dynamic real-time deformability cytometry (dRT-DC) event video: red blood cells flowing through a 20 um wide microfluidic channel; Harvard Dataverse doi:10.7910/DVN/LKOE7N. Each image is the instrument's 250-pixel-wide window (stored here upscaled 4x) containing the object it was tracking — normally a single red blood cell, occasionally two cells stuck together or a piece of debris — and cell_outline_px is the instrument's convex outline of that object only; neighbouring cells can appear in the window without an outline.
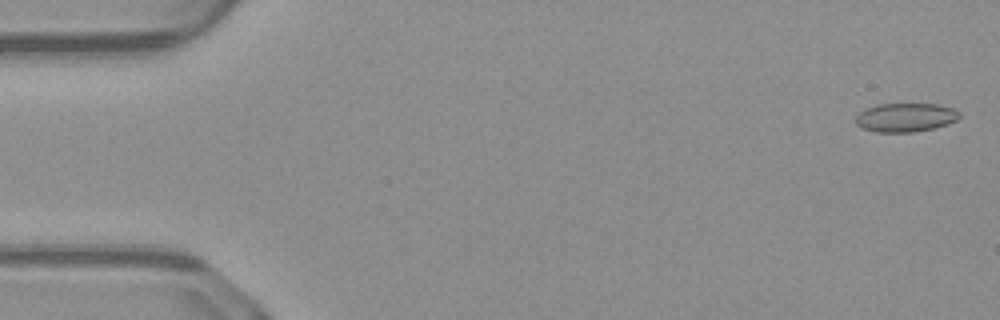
{"species": "common noctule bat (a hibernating species)", "species_latin": "Nyctalus noctula", "temperature_condition": "warm", "stored_images_in_passage": 46, "camera_frame_rate_fps": 3000, "um_per_image_px": 0.085, "animal": {"sex": "male", "body_mass_g": 23.1, "forearm_length_mm": 52.7}, "frame": {"image": 1, "passage_image": 2, "time_ms": 0.333, "image_size_px": [1000, 320], "cell_outline_px": [[960, 116], [956, 120], [948, 124], [932, 128], [912, 132], [876, 132], [864, 128], [856, 124], [856, 116], [864, 108], [880, 104], [936, 104], [952, 108], [960, 112]], "centroid_in_image_um": [76.96, 9.98], "position_along_channel_um": 8.0, "area_um2": 17.28}}
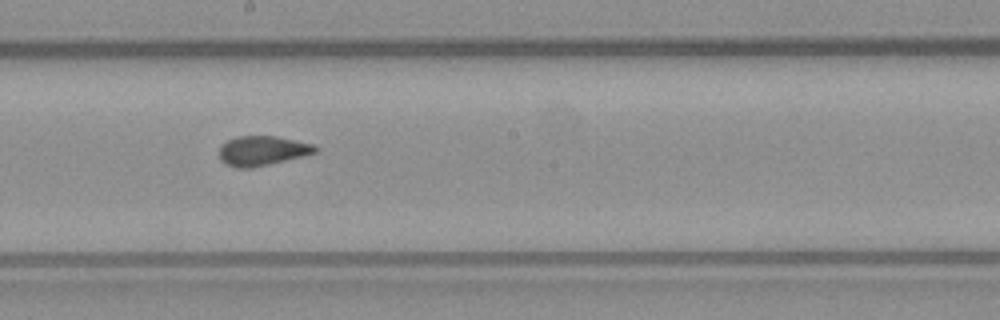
{"frame": {"image": 2, "passage_image": 28, "time_ms": 9.0, "image_size_px": [1000, 320], "cell_outline_px": [[320, 148], [316, 152], [304, 156], [252, 168], [236, 168], [220, 160], [220, 144], [236, 136], [276, 136], [316, 144]], "centroid_in_image_um": [22.33, 12.8], "position_along_channel_um": 225.9, "area_um2": 16.76}}
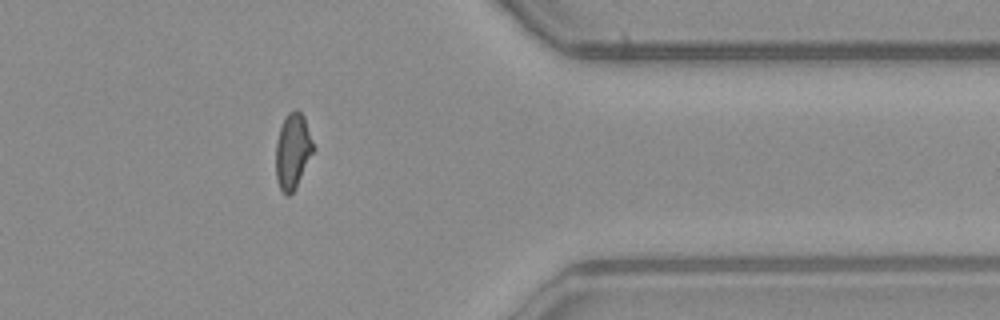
{"frame": {"image": 3, "passage_image": 41, "time_ms": 13.333, "image_size_px": [1000, 320], "cell_outline_px": [[316, 148], [296, 188], [288, 196], [280, 188], [276, 180], [276, 144], [280, 128], [288, 112], [296, 108], [304, 116]], "centroid_in_image_um": [24.91, 12.83], "position_along_channel_um": 386.5, "area_um2": 16.65}}